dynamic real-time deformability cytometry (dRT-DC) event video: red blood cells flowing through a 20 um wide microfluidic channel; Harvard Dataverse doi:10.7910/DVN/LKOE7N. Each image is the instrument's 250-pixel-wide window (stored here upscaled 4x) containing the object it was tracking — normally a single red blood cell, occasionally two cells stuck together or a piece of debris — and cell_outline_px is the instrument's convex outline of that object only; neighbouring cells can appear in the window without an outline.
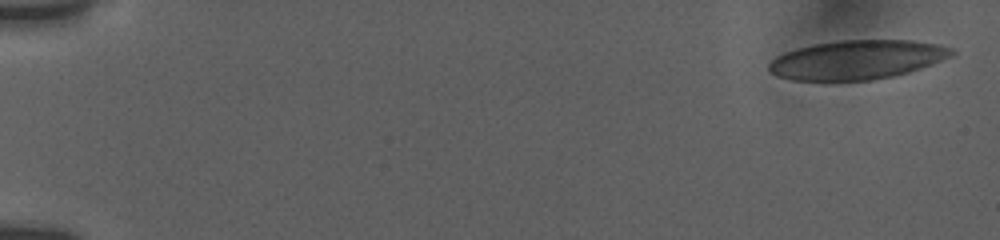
{"species": "human", "species_latin": "Homo sapiens", "temperature_condition": "room temperature", "stored_images_in_passage": 6, "camera_frame_rate_fps": 3000, "um_per_image_px": 0.085, "donor": {"sex": "female"}, "frame": {"image": 1, "passage_image": 1, "time_ms": 0.0, "image_size_px": [1000, 240], "cell_outline_px": [[956, 52], [952, 56], [892, 76], [872, 80], [792, 80], [776, 76], [768, 68], [768, 64], [776, 56], [784, 52], [816, 44], [840, 40], [912, 40], [936, 44], [952, 48]], "centroid_in_image_um": [72.8, 5.07], "position_along_channel_um": 12.2, "area_um2": 41.04}}
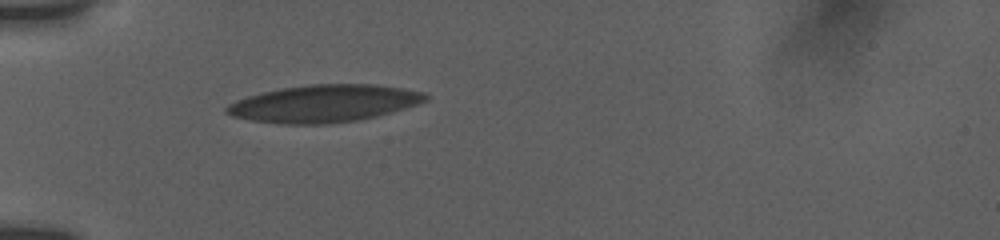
{"frame": {"image": 2, "passage_image": 6, "time_ms": 5.333, "image_size_px": [1000, 240], "cell_outline_px": [[428, 100], [392, 112], [376, 116], [356, 120], [328, 124], [280, 124], [252, 120], [232, 116], [224, 112], [224, 108], [228, 104], [236, 100], [248, 96], [280, 88], [312, 84], [376, 84], [424, 92], [428, 96]], "centroid_in_image_um": [27.51, 8.8], "position_along_channel_um": 57.5, "area_um2": 43.12}}